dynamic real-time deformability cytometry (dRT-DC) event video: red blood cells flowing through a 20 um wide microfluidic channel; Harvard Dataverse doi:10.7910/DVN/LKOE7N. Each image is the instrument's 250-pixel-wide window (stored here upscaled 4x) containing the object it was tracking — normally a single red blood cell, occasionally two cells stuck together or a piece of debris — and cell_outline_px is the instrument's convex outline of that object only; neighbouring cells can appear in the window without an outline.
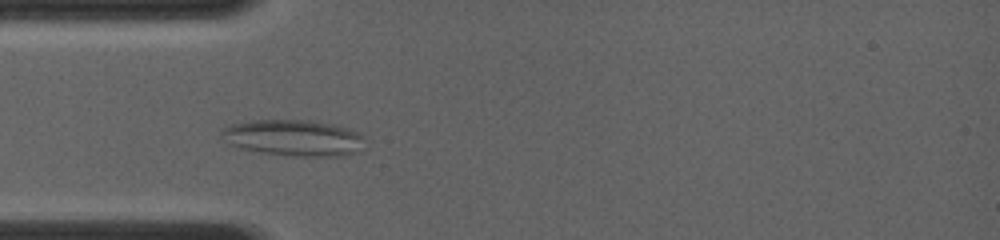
{"species": "common noctule bat (a hibernating species)", "species_latin": "Nyctalus noctula", "temperature_condition": "room temperature", "stored_images_in_passage": 6, "camera_frame_rate_fps": 4000, "um_per_image_px": 0.085, "animal": {"sex": "female", "body_mass_g": 19.0, "forearm_length_mm": 56.7}, "frame": {"image": 1, "passage_image": 3, "time_ms": 2.25, "image_size_px": [1000, 240], "cell_outline_px": [[368, 148], [360, 152], [340, 156], [300, 156], [264, 152], [240, 148], [228, 144], [220, 136], [220, 132], [224, 128], [232, 124], [252, 120], [312, 120], [336, 124], [348, 128], [364, 136]], "centroid_in_image_um": [25.05, 11.71], "position_along_channel_um": 60.0, "area_um2": 30.69}}
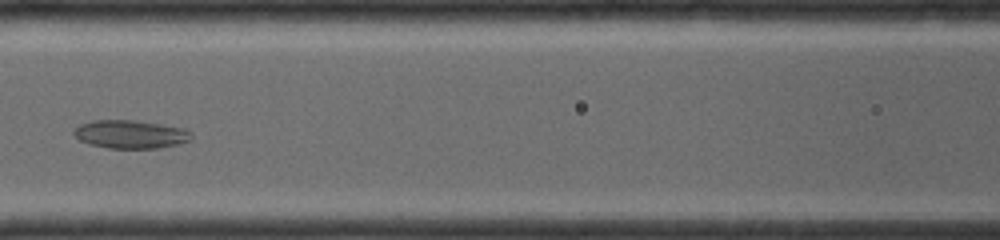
{"frame": {"image": 2, "passage_image": 5, "time_ms": 4.5, "image_size_px": [1000, 240], "cell_outline_px": [[192, 140], [176, 144], [156, 148], [108, 148], [88, 144], [80, 140], [72, 132], [80, 124], [92, 120], [136, 120], [188, 128], [192, 132]], "centroid_in_image_um": [11.13, 11.4], "position_along_channel_um": 155.5, "area_um2": 19.54}}
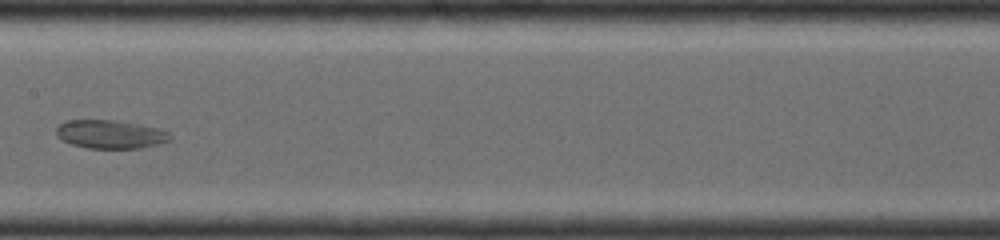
{"frame": {"image": 3, "passage_image": 6, "time_ms": 5.5, "image_size_px": [1000, 240], "cell_outline_px": [[172, 140], [160, 144], [140, 148], [88, 148], [72, 144], [56, 136], [56, 128], [64, 120], [116, 120], [160, 128], [168, 132], [172, 136]], "centroid_in_image_um": [9.41, 11.41], "position_along_channel_um": 198.0, "area_um2": 19.02}}